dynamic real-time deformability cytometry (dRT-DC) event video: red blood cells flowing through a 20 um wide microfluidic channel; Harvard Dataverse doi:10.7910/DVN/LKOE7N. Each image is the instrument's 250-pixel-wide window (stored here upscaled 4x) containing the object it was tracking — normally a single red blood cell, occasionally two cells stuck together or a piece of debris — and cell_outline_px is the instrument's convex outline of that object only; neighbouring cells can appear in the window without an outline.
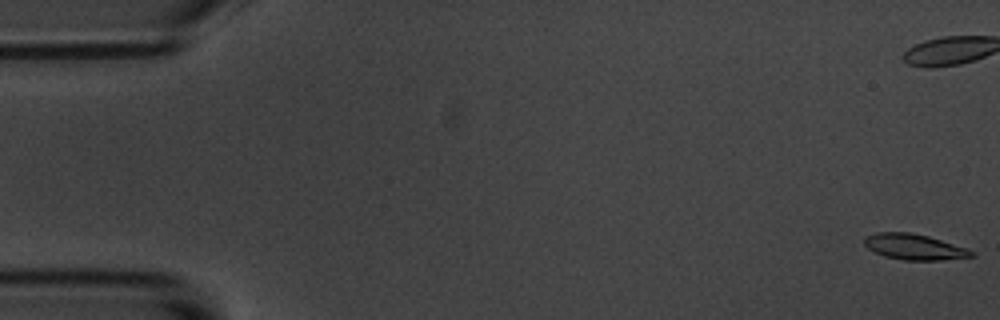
{"species": "common noctule bat (a hibernating species)", "species_latin": "Nyctalus noctula", "temperature_condition": "room temperature", "stored_images_in_passage": 7, "camera_frame_rate_fps": 3000, "um_per_image_px": 0.085, "animal": {"sex": "male", "body_mass_g": 20.1, "forearm_length_mm": 53.5}, "frame": {"image": 1, "passage_image": 1, "time_ms": 0.0, "image_size_px": [1000, 320], "cell_outline_px": [[976, 256], [940, 260], [904, 260], [884, 256], [868, 248], [864, 244], [864, 236], [876, 232], [908, 232], [928, 236], [964, 248], [972, 252]], "centroid_in_image_um": [77.64, 20.98], "position_along_channel_um": 7.4, "area_um2": 15.78}}
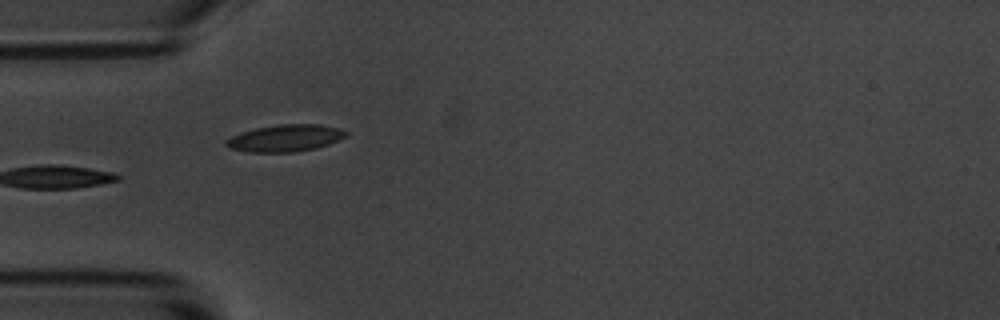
{"frame": {"image": 2, "passage_image": 6, "time_ms": 6.0, "image_size_px": [1000, 320], "cell_outline_px": [[348, 132], [344, 136], [328, 144], [316, 148], [296, 152], [248, 152], [232, 148], [224, 144], [224, 140], [240, 132], [256, 128], [280, 124], [320, 124], [340, 128]], "centroid_in_image_um": [24.22, 11.73], "position_along_channel_um": 60.8, "area_um2": 18.73}}